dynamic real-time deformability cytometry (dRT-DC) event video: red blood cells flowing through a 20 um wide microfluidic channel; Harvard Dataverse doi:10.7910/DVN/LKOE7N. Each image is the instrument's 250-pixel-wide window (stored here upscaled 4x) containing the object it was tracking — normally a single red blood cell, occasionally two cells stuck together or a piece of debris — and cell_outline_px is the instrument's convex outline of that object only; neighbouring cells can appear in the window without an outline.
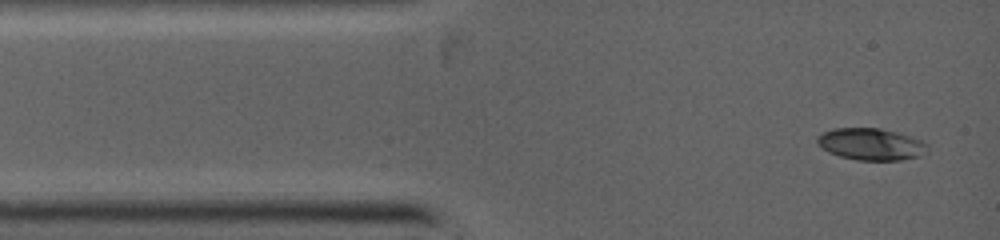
{"species": "common noctule bat (a hibernating species)", "species_latin": "Nyctalus noctula", "temperature_condition": "warm", "stored_images_in_passage": 3, "camera_frame_rate_fps": 5000, "um_per_image_px": 0.085, "animal": {"sex": "female", "body_mass_g": 19.0, "forearm_length_mm": 53.3}, "frame": {"image": 1, "passage_image": 1, "time_ms": 0.0, "image_size_px": [1000, 240], "cell_outline_px": [[928, 144], [916, 156], [900, 160], [860, 160], [840, 156], [828, 152], [816, 140], [820, 132], [832, 128], [880, 128], [896, 132], [920, 140]], "centroid_in_image_um": [73.94, 12.23], "position_along_channel_um": 11.1, "area_um2": 19.94}}
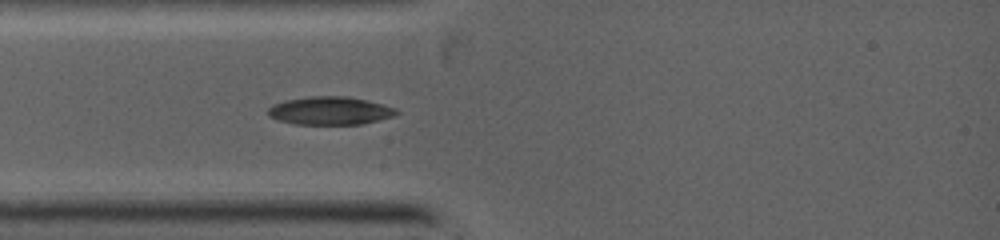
{"frame": {"image": 2, "passage_image": 3, "time_ms": 2.0, "image_size_px": [1000, 240], "cell_outline_px": [[400, 112], [392, 116], [360, 124], [292, 124], [268, 116], [268, 108], [272, 104], [284, 100], [312, 96], [348, 96], [396, 108]], "centroid_in_image_um": [27.99, 9.41], "position_along_channel_um": 57.0, "area_um2": 20.81}}